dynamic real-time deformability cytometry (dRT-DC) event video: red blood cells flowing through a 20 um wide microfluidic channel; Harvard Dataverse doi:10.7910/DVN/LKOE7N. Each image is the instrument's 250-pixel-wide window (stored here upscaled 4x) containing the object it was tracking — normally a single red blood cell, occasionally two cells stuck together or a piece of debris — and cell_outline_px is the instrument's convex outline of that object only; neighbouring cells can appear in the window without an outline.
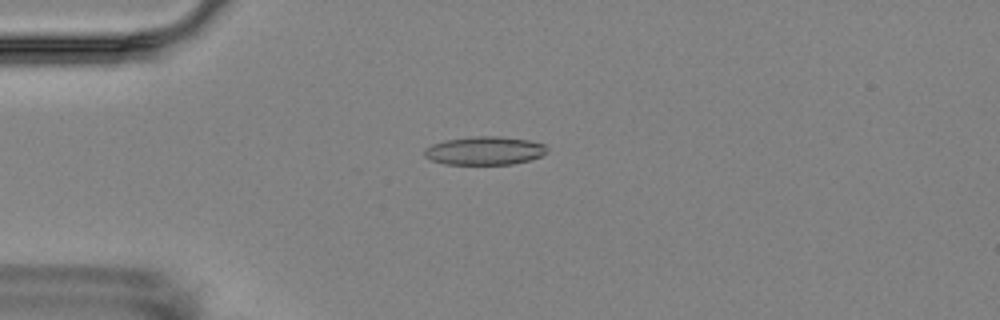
{"species": "Egyptian fruit bat (a non-hibernating species)", "species_latin": "Rousettus aegyptiacus", "temperature_condition": "room temperature", "stored_images_in_passage": 7, "camera_frame_rate_fps": 3000, "um_per_image_px": 0.085, "animal": {"sex": "female"}, "frame": {"image": 1, "passage_image": 4, "time_ms": 3.333, "image_size_px": [1000, 320], "cell_outline_px": [[548, 152], [540, 156], [528, 160], [512, 164], [444, 164], [432, 160], [424, 156], [424, 148], [432, 144], [444, 140], [472, 136], [496, 136], [528, 140], [544, 144], [548, 148]], "centroid_in_image_um": [41.17, 12.8], "position_along_channel_um": 43.8, "area_um2": 20.29}}